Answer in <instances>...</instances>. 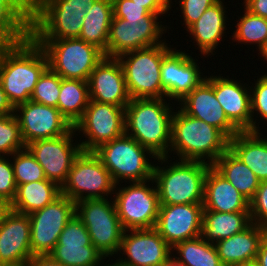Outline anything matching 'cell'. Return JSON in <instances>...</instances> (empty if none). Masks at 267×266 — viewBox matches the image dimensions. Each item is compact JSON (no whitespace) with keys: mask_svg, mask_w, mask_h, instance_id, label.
<instances>
[{"mask_svg":"<svg viewBox=\"0 0 267 266\" xmlns=\"http://www.w3.org/2000/svg\"><path fill=\"white\" fill-rule=\"evenodd\" d=\"M47 68V56L31 36L19 43L0 44V83L14 108L30 100Z\"/></svg>","mask_w":267,"mask_h":266,"instance_id":"1","label":"cell"},{"mask_svg":"<svg viewBox=\"0 0 267 266\" xmlns=\"http://www.w3.org/2000/svg\"><path fill=\"white\" fill-rule=\"evenodd\" d=\"M175 105L166 98L131 99L125 107V134L155 156L169 157Z\"/></svg>","mask_w":267,"mask_h":266,"instance_id":"2","label":"cell"},{"mask_svg":"<svg viewBox=\"0 0 267 266\" xmlns=\"http://www.w3.org/2000/svg\"><path fill=\"white\" fill-rule=\"evenodd\" d=\"M228 149L229 138L221 130L187 115L176 105L171 122L170 158L199 161L212 166Z\"/></svg>","mask_w":267,"mask_h":266,"instance_id":"3","label":"cell"},{"mask_svg":"<svg viewBox=\"0 0 267 266\" xmlns=\"http://www.w3.org/2000/svg\"><path fill=\"white\" fill-rule=\"evenodd\" d=\"M172 160L170 157H158L159 163L154 165L153 180L160 205L203 203L205 176L211 165Z\"/></svg>","mask_w":267,"mask_h":266,"instance_id":"4","label":"cell"},{"mask_svg":"<svg viewBox=\"0 0 267 266\" xmlns=\"http://www.w3.org/2000/svg\"><path fill=\"white\" fill-rule=\"evenodd\" d=\"M97 0H40L32 8L34 40L79 38L86 12Z\"/></svg>","mask_w":267,"mask_h":266,"instance_id":"5","label":"cell"},{"mask_svg":"<svg viewBox=\"0 0 267 266\" xmlns=\"http://www.w3.org/2000/svg\"><path fill=\"white\" fill-rule=\"evenodd\" d=\"M93 152L100 158L116 185L153 178L154 162L158 157L126 134L100 145ZM149 158H153L154 162Z\"/></svg>","mask_w":267,"mask_h":266,"instance_id":"6","label":"cell"},{"mask_svg":"<svg viewBox=\"0 0 267 266\" xmlns=\"http://www.w3.org/2000/svg\"><path fill=\"white\" fill-rule=\"evenodd\" d=\"M172 48L173 44L170 45L165 41L162 44L122 54L117 58L122 65L131 99L166 98L160 70L163 57Z\"/></svg>","mask_w":267,"mask_h":266,"instance_id":"7","label":"cell"},{"mask_svg":"<svg viewBox=\"0 0 267 266\" xmlns=\"http://www.w3.org/2000/svg\"><path fill=\"white\" fill-rule=\"evenodd\" d=\"M165 15L153 14L134 18H115L113 16L109 28L106 57L118 58L122 54L167 41L162 37L163 34L166 37V32L169 35L168 31L171 27L162 25L161 18Z\"/></svg>","mask_w":267,"mask_h":266,"instance_id":"8","label":"cell"},{"mask_svg":"<svg viewBox=\"0 0 267 266\" xmlns=\"http://www.w3.org/2000/svg\"><path fill=\"white\" fill-rule=\"evenodd\" d=\"M35 41L44 50L48 67L65 79L88 81L91 72L105 57L99 48L79 38Z\"/></svg>","mask_w":267,"mask_h":266,"instance_id":"9","label":"cell"},{"mask_svg":"<svg viewBox=\"0 0 267 266\" xmlns=\"http://www.w3.org/2000/svg\"><path fill=\"white\" fill-rule=\"evenodd\" d=\"M75 214L86 226L92 244L103 257L116 259L124 229L113 197L76 202Z\"/></svg>","mask_w":267,"mask_h":266,"instance_id":"10","label":"cell"},{"mask_svg":"<svg viewBox=\"0 0 267 266\" xmlns=\"http://www.w3.org/2000/svg\"><path fill=\"white\" fill-rule=\"evenodd\" d=\"M113 199L124 230L155 227L160 203L153 178L142 182H126L124 186L117 184Z\"/></svg>","mask_w":267,"mask_h":266,"instance_id":"11","label":"cell"},{"mask_svg":"<svg viewBox=\"0 0 267 266\" xmlns=\"http://www.w3.org/2000/svg\"><path fill=\"white\" fill-rule=\"evenodd\" d=\"M115 186L100 158L93 151H81L74 159L61 194L75 203L85 199H105L113 197Z\"/></svg>","mask_w":267,"mask_h":266,"instance_id":"12","label":"cell"},{"mask_svg":"<svg viewBox=\"0 0 267 266\" xmlns=\"http://www.w3.org/2000/svg\"><path fill=\"white\" fill-rule=\"evenodd\" d=\"M73 127L77 136L81 135L82 151H94L125 134V107L89 100L83 117Z\"/></svg>","mask_w":267,"mask_h":266,"instance_id":"13","label":"cell"},{"mask_svg":"<svg viewBox=\"0 0 267 266\" xmlns=\"http://www.w3.org/2000/svg\"><path fill=\"white\" fill-rule=\"evenodd\" d=\"M74 214L75 202L62 194L44 208L29 214L33 256L48 255L53 250Z\"/></svg>","mask_w":267,"mask_h":266,"instance_id":"14","label":"cell"},{"mask_svg":"<svg viewBox=\"0 0 267 266\" xmlns=\"http://www.w3.org/2000/svg\"><path fill=\"white\" fill-rule=\"evenodd\" d=\"M74 127L65 135L31 142L26 147L43 168L46 179L62 187L74 159L82 151ZM75 141V142H74Z\"/></svg>","mask_w":267,"mask_h":266,"instance_id":"15","label":"cell"},{"mask_svg":"<svg viewBox=\"0 0 267 266\" xmlns=\"http://www.w3.org/2000/svg\"><path fill=\"white\" fill-rule=\"evenodd\" d=\"M171 252L172 247L154 228L124 230L117 260L123 266H165Z\"/></svg>","mask_w":267,"mask_h":266,"instance_id":"16","label":"cell"},{"mask_svg":"<svg viewBox=\"0 0 267 266\" xmlns=\"http://www.w3.org/2000/svg\"><path fill=\"white\" fill-rule=\"evenodd\" d=\"M190 54L175 47L163 57L160 70L162 87L166 99L174 100L176 104L206 78L201 63L199 65L197 58L195 60Z\"/></svg>","mask_w":267,"mask_h":266,"instance_id":"17","label":"cell"},{"mask_svg":"<svg viewBox=\"0 0 267 266\" xmlns=\"http://www.w3.org/2000/svg\"><path fill=\"white\" fill-rule=\"evenodd\" d=\"M25 145L67 134L73 126L58 108L27 101L14 108Z\"/></svg>","mask_w":267,"mask_h":266,"instance_id":"18","label":"cell"},{"mask_svg":"<svg viewBox=\"0 0 267 266\" xmlns=\"http://www.w3.org/2000/svg\"><path fill=\"white\" fill-rule=\"evenodd\" d=\"M203 203L160 205L154 229L173 247L201 236Z\"/></svg>","mask_w":267,"mask_h":266,"instance_id":"19","label":"cell"},{"mask_svg":"<svg viewBox=\"0 0 267 266\" xmlns=\"http://www.w3.org/2000/svg\"><path fill=\"white\" fill-rule=\"evenodd\" d=\"M206 78L177 105L194 118L221 130L229 139L240 131L229 121L214 92V75ZM210 75V76H209Z\"/></svg>","mask_w":267,"mask_h":266,"instance_id":"20","label":"cell"},{"mask_svg":"<svg viewBox=\"0 0 267 266\" xmlns=\"http://www.w3.org/2000/svg\"><path fill=\"white\" fill-rule=\"evenodd\" d=\"M89 99L115 106L126 107L128 93L124 71L117 58L104 57L88 78Z\"/></svg>","mask_w":267,"mask_h":266,"instance_id":"21","label":"cell"},{"mask_svg":"<svg viewBox=\"0 0 267 266\" xmlns=\"http://www.w3.org/2000/svg\"><path fill=\"white\" fill-rule=\"evenodd\" d=\"M232 77L214 75L215 96L229 121L240 132L252 131L250 85Z\"/></svg>","mask_w":267,"mask_h":266,"instance_id":"22","label":"cell"},{"mask_svg":"<svg viewBox=\"0 0 267 266\" xmlns=\"http://www.w3.org/2000/svg\"><path fill=\"white\" fill-rule=\"evenodd\" d=\"M29 215L11 211L0 224V265L25 264L33 257Z\"/></svg>","mask_w":267,"mask_h":266,"instance_id":"23","label":"cell"},{"mask_svg":"<svg viewBox=\"0 0 267 266\" xmlns=\"http://www.w3.org/2000/svg\"><path fill=\"white\" fill-rule=\"evenodd\" d=\"M224 3V0H218L207 8L200 18L186 30L187 34H190L191 42L193 40L194 45H197L195 49H199L203 58H207L209 55L210 58L212 55L214 57L215 51H218V46L221 41L224 42L223 38L227 35L226 30L228 28L226 25L230 18L227 17L226 13H228L227 10L229 9L227 8L229 7H226Z\"/></svg>","mask_w":267,"mask_h":266,"instance_id":"24","label":"cell"},{"mask_svg":"<svg viewBox=\"0 0 267 266\" xmlns=\"http://www.w3.org/2000/svg\"><path fill=\"white\" fill-rule=\"evenodd\" d=\"M267 236V228L251 223L242 232L219 240L215 247L223 266H238L256 260L261 242Z\"/></svg>","mask_w":267,"mask_h":266,"instance_id":"25","label":"cell"},{"mask_svg":"<svg viewBox=\"0 0 267 266\" xmlns=\"http://www.w3.org/2000/svg\"><path fill=\"white\" fill-rule=\"evenodd\" d=\"M204 210L249 212V201L212 166L204 181Z\"/></svg>","mask_w":267,"mask_h":266,"instance_id":"26","label":"cell"},{"mask_svg":"<svg viewBox=\"0 0 267 266\" xmlns=\"http://www.w3.org/2000/svg\"><path fill=\"white\" fill-rule=\"evenodd\" d=\"M30 0H0V44H15L30 36Z\"/></svg>","mask_w":267,"mask_h":266,"instance_id":"27","label":"cell"},{"mask_svg":"<svg viewBox=\"0 0 267 266\" xmlns=\"http://www.w3.org/2000/svg\"><path fill=\"white\" fill-rule=\"evenodd\" d=\"M229 149L261 181H267V135L261 131L239 132L229 139Z\"/></svg>","mask_w":267,"mask_h":266,"instance_id":"28","label":"cell"},{"mask_svg":"<svg viewBox=\"0 0 267 266\" xmlns=\"http://www.w3.org/2000/svg\"><path fill=\"white\" fill-rule=\"evenodd\" d=\"M61 195V187L48 179L17 185L16 195L11 202L12 210L31 214L44 208Z\"/></svg>","mask_w":267,"mask_h":266,"instance_id":"29","label":"cell"},{"mask_svg":"<svg viewBox=\"0 0 267 266\" xmlns=\"http://www.w3.org/2000/svg\"><path fill=\"white\" fill-rule=\"evenodd\" d=\"M251 224L250 212L203 211L201 236L209 243L229 238Z\"/></svg>","mask_w":267,"mask_h":266,"instance_id":"30","label":"cell"},{"mask_svg":"<svg viewBox=\"0 0 267 266\" xmlns=\"http://www.w3.org/2000/svg\"><path fill=\"white\" fill-rule=\"evenodd\" d=\"M212 167L229 181L249 202L255 196L260 180L230 149Z\"/></svg>","mask_w":267,"mask_h":266,"instance_id":"31","label":"cell"},{"mask_svg":"<svg viewBox=\"0 0 267 266\" xmlns=\"http://www.w3.org/2000/svg\"><path fill=\"white\" fill-rule=\"evenodd\" d=\"M112 17V0H97L86 12L79 39L96 46L106 56Z\"/></svg>","mask_w":267,"mask_h":266,"instance_id":"32","label":"cell"},{"mask_svg":"<svg viewBox=\"0 0 267 266\" xmlns=\"http://www.w3.org/2000/svg\"><path fill=\"white\" fill-rule=\"evenodd\" d=\"M89 100L87 81L61 78L57 108L72 126L83 117Z\"/></svg>","mask_w":267,"mask_h":266,"instance_id":"33","label":"cell"},{"mask_svg":"<svg viewBox=\"0 0 267 266\" xmlns=\"http://www.w3.org/2000/svg\"><path fill=\"white\" fill-rule=\"evenodd\" d=\"M171 253L176 262L186 266H223L215 244L204 240L202 236L175 244Z\"/></svg>","mask_w":267,"mask_h":266,"instance_id":"34","label":"cell"},{"mask_svg":"<svg viewBox=\"0 0 267 266\" xmlns=\"http://www.w3.org/2000/svg\"><path fill=\"white\" fill-rule=\"evenodd\" d=\"M243 11L242 16H237V23L233 24L236 30L232 31L230 39L237 42L236 45L241 43L248 47L254 44L258 51L267 41V18L254 15L245 8Z\"/></svg>","mask_w":267,"mask_h":266,"instance_id":"35","label":"cell"},{"mask_svg":"<svg viewBox=\"0 0 267 266\" xmlns=\"http://www.w3.org/2000/svg\"><path fill=\"white\" fill-rule=\"evenodd\" d=\"M65 266H95L103 255L91 245H56L48 254Z\"/></svg>","mask_w":267,"mask_h":266,"instance_id":"36","label":"cell"},{"mask_svg":"<svg viewBox=\"0 0 267 266\" xmlns=\"http://www.w3.org/2000/svg\"><path fill=\"white\" fill-rule=\"evenodd\" d=\"M10 158L17 185L46 179L43 168L27 147L13 153Z\"/></svg>","mask_w":267,"mask_h":266,"instance_id":"37","label":"cell"},{"mask_svg":"<svg viewBox=\"0 0 267 266\" xmlns=\"http://www.w3.org/2000/svg\"><path fill=\"white\" fill-rule=\"evenodd\" d=\"M26 148L15 114L0 117V156H11Z\"/></svg>","mask_w":267,"mask_h":266,"instance_id":"38","label":"cell"},{"mask_svg":"<svg viewBox=\"0 0 267 266\" xmlns=\"http://www.w3.org/2000/svg\"><path fill=\"white\" fill-rule=\"evenodd\" d=\"M61 77L49 67L40 76L30 100L57 108Z\"/></svg>","mask_w":267,"mask_h":266,"instance_id":"39","label":"cell"},{"mask_svg":"<svg viewBox=\"0 0 267 266\" xmlns=\"http://www.w3.org/2000/svg\"><path fill=\"white\" fill-rule=\"evenodd\" d=\"M258 78L257 80L254 79L255 83H252L250 81V83L252 84L250 86L252 131H262L261 129H263L264 126L260 128L258 123H261L264 120L265 121L263 122V125L265 122L267 123V75L262 74L261 76L259 75ZM264 128L267 129L266 127Z\"/></svg>","mask_w":267,"mask_h":266,"instance_id":"40","label":"cell"},{"mask_svg":"<svg viewBox=\"0 0 267 266\" xmlns=\"http://www.w3.org/2000/svg\"><path fill=\"white\" fill-rule=\"evenodd\" d=\"M91 238L82 220L74 214L61 232L56 245H91Z\"/></svg>","mask_w":267,"mask_h":266,"instance_id":"41","label":"cell"},{"mask_svg":"<svg viewBox=\"0 0 267 266\" xmlns=\"http://www.w3.org/2000/svg\"><path fill=\"white\" fill-rule=\"evenodd\" d=\"M174 0L175 3L179 4V11L181 19L183 20V24L185 30H187L193 23H195L200 16L204 13V11L215 4L218 0Z\"/></svg>","mask_w":267,"mask_h":266,"instance_id":"42","label":"cell"},{"mask_svg":"<svg viewBox=\"0 0 267 266\" xmlns=\"http://www.w3.org/2000/svg\"><path fill=\"white\" fill-rule=\"evenodd\" d=\"M251 223L267 228V181H261L253 199L249 202Z\"/></svg>","mask_w":267,"mask_h":266,"instance_id":"43","label":"cell"},{"mask_svg":"<svg viewBox=\"0 0 267 266\" xmlns=\"http://www.w3.org/2000/svg\"><path fill=\"white\" fill-rule=\"evenodd\" d=\"M9 157L0 156V197L12 202L16 195L17 184Z\"/></svg>","mask_w":267,"mask_h":266,"instance_id":"44","label":"cell"},{"mask_svg":"<svg viewBox=\"0 0 267 266\" xmlns=\"http://www.w3.org/2000/svg\"><path fill=\"white\" fill-rule=\"evenodd\" d=\"M112 4L115 18H134L154 14L132 0H112Z\"/></svg>","mask_w":267,"mask_h":266,"instance_id":"45","label":"cell"},{"mask_svg":"<svg viewBox=\"0 0 267 266\" xmlns=\"http://www.w3.org/2000/svg\"><path fill=\"white\" fill-rule=\"evenodd\" d=\"M138 5H143L150 13L154 14H168L170 15L171 11L164 3L163 0H132ZM170 11V12H169Z\"/></svg>","mask_w":267,"mask_h":266,"instance_id":"46","label":"cell"},{"mask_svg":"<svg viewBox=\"0 0 267 266\" xmlns=\"http://www.w3.org/2000/svg\"><path fill=\"white\" fill-rule=\"evenodd\" d=\"M243 5L250 13L267 18V0H244Z\"/></svg>","mask_w":267,"mask_h":266,"instance_id":"47","label":"cell"},{"mask_svg":"<svg viewBox=\"0 0 267 266\" xmlns=\"http://www.w3.org/2000/svg\"><path fill=\"white\" fill-rule=\"evenodd\" d=\"M25 266H65L53 260L49 255L33 256Z\"/></svg>","mask_w":267,"mask_h":266,"instance_id":"48","label":"cell"},{"mask_svg":"<svg viewBox=\"0 0 267 266\" xmlns=\"http://www.w3.org/2000/svg\"><path fill=\"white\" fill-rule=\"evenodd\" d=\"M14 113V107L7 98L5 91L0 83V117Z\"/></svg>","mask_w":267,"mask_h":266,"instance_id":"49","label":"cell"},{"mask_svg":"<svg viewBox=\"0 0 267 266\" xmlns=\"http://www.w3.org/2000/svg\"><path fill=\"white\" fill-rule=\"evenodd\" d=\"M256 261L260 266H267V236L260 244L259 251L257 253Z\"/></svg>","mask_w":267,"mask_h":266,"instance_id":"50","label":"cell"},{"mask_svg":"<svg viewBox=\"0 0 267 266\" xmlns=\"http://www.w3.org/2000/svg\"><path fill=\"white\" fill-rule=\"evenodd\" d=\"M12 211L11 202L0 197V224L5 220L7 215Z\"/></svg>","mask_w":267,"mask_h":266,"instance_id":"51","label":"cell"},{"mask_svg":"<svg viewBox=\"0 0 267 266\" xmlns=\"http://www.w3.org/2000/svg\"><path fill=\"white\" fill-rule=\"evenodd\" d=\"M105 259H109V261L108 260L106 261L107 263L110 262V260H111V262L108 263V264L107 263H104L105 262ZM113 260H114V262H113ZM95 266H123V265L117 259L115 260V259H112L110 257H108V258L107 257H104Z\"/></svg>","mask_w":267,"mask_h":266,"instance_id":"52","label":"cell"},{"mask_svg":"<svg viewBox=\"0 0 267 266\" xmlns=\"http://www.w3.org/2000/svg\"><path fill=\"white\" fill-rule=\"evenodd\" d=\"M258 51V55H261L260 57L263 58L262 60L267 62V41ZM265 74L267 75V72Z\"/></svg>","mask_w":267,"mask_h":266,"instance_id":"53","label":"cell"},{"mask_svg":"<svg viewBox=\"0 0 267 266\" xmlns=\"http://www.w3.org/2000/svg\"><path fill=\"white\" fill-rule=\"evenodd\" d=\"M238 266H260L256 260L248 261Z\"/></svg>","mask_w":267,"mask_h":266,"instance_id":"54","label":"cell"},{"mask_svg":"<svg viewBox=\"0 0 267 266\" xmlns=\"http://www.w3.org/2000/svg\"><path fill=\"white\" fill-rule=\"evenodd\" d=\"M165 266H186L184 264H181L179 262H176L172 257L171 260L169 261L168 264H166Z\"/></svg>","mask_w":267,"mask_h":266,"instance_id":"55","label":"cell"},{"mask_svg":"<svg viewBox=\"0 0 267 266\" xmlns=\"http://www.w3.org/2000/svg\"><path fill=\"white\" fill-rule=\"evenodd\" d=\"M167 7L172 10V5L174 4L172 0H163Z\"/></svg>","mask_w":267,"mask_h":266,"instance_id":"56","label":"cell"},{"mask_svg":"<svg viewBox=\"0 0 267 266\" xmlns=\"http://www.w3.org/2000/svg\"><path fill=\"white\" fill-rule=\"evenodd\" d=\"M40 0H30L32 8L39 2Z\"/></svg>","mask_w":267,"mask_h":266,"instance_id":"57","label":"cell"},{"mask_svg":"<svg viewBox=\"0 0 267 266\" xmlns=\"http://www.w3.org/2000/svg\"><path fill=\"white\" fill-rule=\"evenodd\" d=\"M0 266H17V265H0Z\"/></svg>","mask_w":267,"mask_h":266,"instance_id":"58","label":"cell"}]
</instances>
